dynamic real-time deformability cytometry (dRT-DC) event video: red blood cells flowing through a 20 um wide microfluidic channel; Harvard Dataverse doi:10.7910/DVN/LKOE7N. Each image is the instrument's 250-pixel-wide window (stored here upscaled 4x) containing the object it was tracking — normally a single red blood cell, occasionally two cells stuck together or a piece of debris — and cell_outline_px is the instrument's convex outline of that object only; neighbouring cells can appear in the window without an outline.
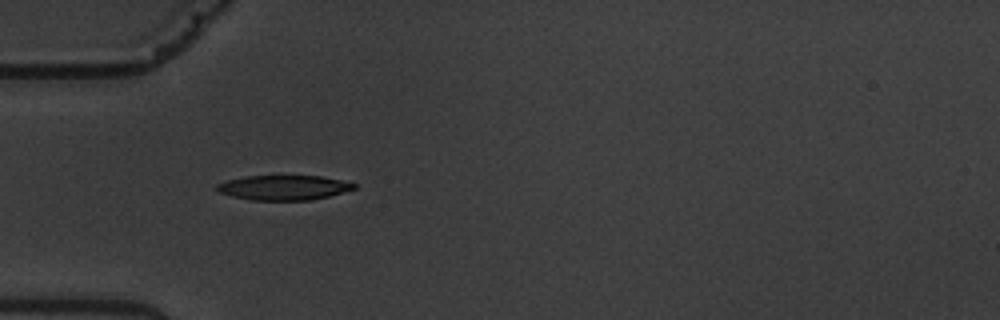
{"species": "common noctule bat (a hibernating species)", "species_latin": "Nyctalus noctula", "temperature_condition": "warm", "stored_images_in_passage": 11, "camera_frame_rate_fps": 3000, "um_per_image_px": 0.085, "animal": {"sex": "male", "body_mass_g": 19.5, "forearm_length_mm": 54.6}, "frame": {"image": 1, "passage_image": 1, "time_ms": 0.0, "image_size_px": [1000, 320], "cell_outline_px": [[356, 188], [328, 196], [312, 200], [252, 200], [232, 196], [216, 192], [216, 184], [228, 180], [244, 176], [320, 176], [340, 180], [356, 184]], "centroid_in_image_um": [24.06, 15.95], "position_along_channel_um": 60.9, "area_um2": 19.71}}
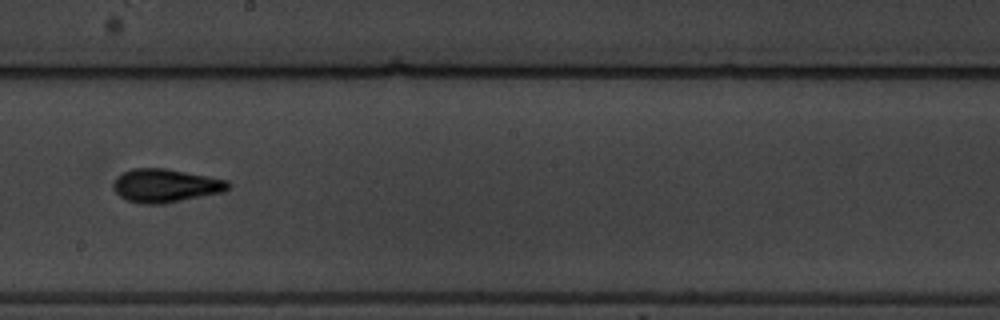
{"frame": {"image": 2, "passage_image": 5, "time_ms": 5.0, "image_size_px": [1000, 320], "cell_outline_px": [[232, 184], [224, 192], [164, 204], [140, 204], [128, 200], [120, 196], [112, 188], [112, 184], [116, 176], [132, 168], [164, 168], [208, 176], [228, 180]], "centroid_in_image_um": [14.07, 15.78], "position_along_channel_um": 234.1, "area_um2": 22.54}}
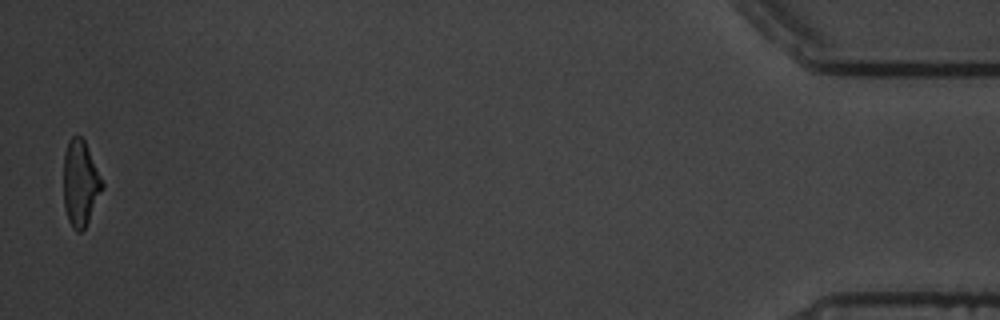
{"frame": {"image": 3, "passage_image": 11, "time_ms": 13.0, "image_size_px": [1000, 320], "cell_outline_px": [[104, 188], [84, 228], [80, 232], [76, 232], [72, 228], [68, 220], [64, 208], [64, 152], [68, 140], [72, 136], [80, 136], [84, 140], [104, 184]], "centroid_in_image_um": [6.82, 15.58], "position_along_channel_um": 428.4, "area_um2": 19.25}, "authors_computed_cell_mechanics": {"area_um2": 20.3456, "velocity_mm_per_s": 3.5384, "shape_relaxation_time_tau1_ms": 5.4681, "shape_relaxation_time_tau2_ms": 2.5074, "deformation_change_tau1": 0.1703, "deformation_change_tau2": 0.0799}}